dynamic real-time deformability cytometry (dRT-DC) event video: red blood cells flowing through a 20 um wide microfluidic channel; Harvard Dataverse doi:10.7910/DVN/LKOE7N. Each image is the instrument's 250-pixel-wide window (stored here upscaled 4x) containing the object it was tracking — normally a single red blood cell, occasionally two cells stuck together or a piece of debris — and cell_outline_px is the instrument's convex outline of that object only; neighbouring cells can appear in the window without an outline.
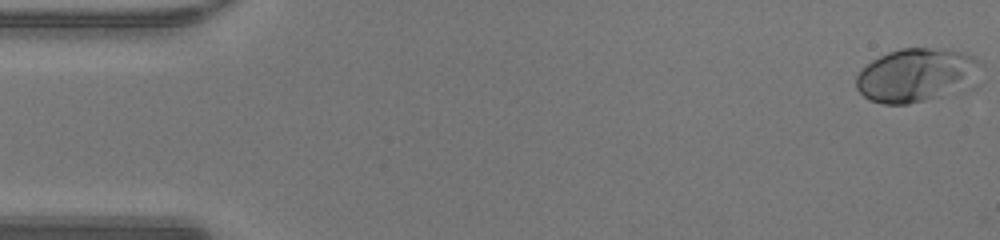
{"species": "human", "species_latin": "Homo sapiens", "temperature_condition": "warm", "stored_images_in_passage": 48, "camera_frame_rate_fps": 3000, "um_per_image_px": 0.085, "donor": {"sex": "male"}, "frame": {"image": 1, "passage_image": 1, "time_ms": 0.0, "image_size_px": [1000, 240], "cell_outline_px": [[984, 64], [980, 84], [968, 92], [908, 104], [884, 104], [868, 100], [856, 88], [856, 76], [872, 60], [888, 52], [900, 48], [948, 48], [972, 56], [980, 60]], "centroid_in_image_um": [78.09, 6.42], "position_along_channel_um": 6.9, "area_um2": 40.75}}
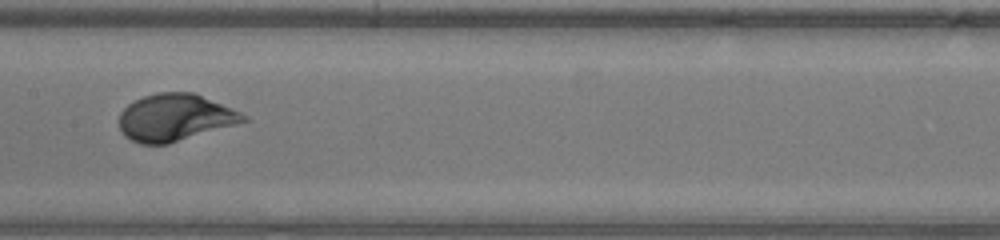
{"frame": {"image": 2, "passage_image": 24, "time_ms": 7.667, "image_size_px": [1000, 240], "cell_outline_px": [[252, 120], [168, 144], [140, 144], [124, 136], [120, 128], [120, 112], [128, 104], [144, 96], [156, 92], [192, 92], [240, 112], [248, 116]], "centroid_in_image_um": [14.88, 10.0], "position_along_channel_um": 192.5, "area_um2": 33.99}}
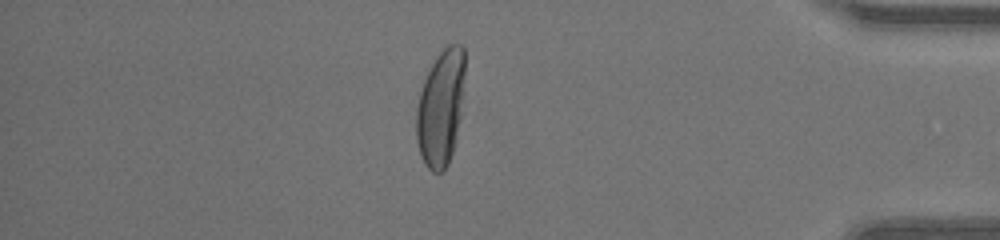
{"frame": {"image": 3, "passage_image": 41, "time_ms": 13.333, "image_size_px": [1000, 240], "cell_outline_px": [[464, 92], [456, 140], [448, 164], [444, 172], [432, 172], [424, 164], [416, 140], [416, 108], [420, 92], [424, 80], [436, 56], [448, 44], [460, 44], [464, 48]], "centroid_in_image_um": [37.46, 9.17], "position_along_channel_um": 397.7, "area_um2": 33.0}, "authors_computed_cell_mechanics": {"area_um2": 33.9575, "velocity_mm_per_s": 4.312, "shape_relaxation_time_tau1_ms": 3.2757, "shape_relaxation_time_tau2_ms": null, "deformation_change_tau1": 0.2243, "deformation_change_tau2": null}}